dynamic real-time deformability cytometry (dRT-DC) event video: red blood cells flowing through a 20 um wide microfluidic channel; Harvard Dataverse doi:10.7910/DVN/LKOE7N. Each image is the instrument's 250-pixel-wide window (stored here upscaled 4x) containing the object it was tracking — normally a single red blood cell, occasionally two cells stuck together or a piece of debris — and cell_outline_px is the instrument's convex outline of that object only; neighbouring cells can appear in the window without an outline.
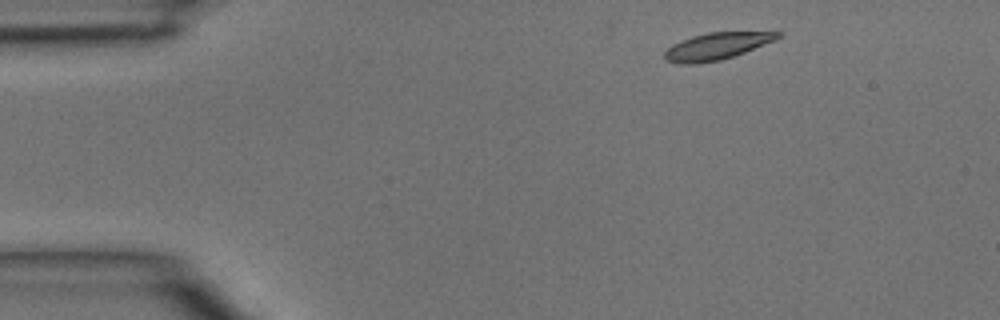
{"species": "common noctule bat (a hibernating species)", "species_latin": "Nyctalus noctula", "temperature_condition": "room temperature", "stored_images_in_passage": 4, "camera_frame_rate_fps": 3000, "um_per_image_px": 0.085, "animal": {"sex": "male", "body_mass_g": 15.6}, "frame": {"image": 1, "passage_image": 1, "time_ms": 0.0, "image_size_px": [1000, 320], "cell_outline_px": [[784, 32], [776, 40], [744, 52], [720, 60], [692, 64], [680, 64], [664, 60], [664, 52], [672, 44], [680, 40], [692, 36], [708, 32]], "centroid_in_image_um": [60.88, 3.92], "position_along_channel_um": 24.1, "area_um2": 17.69}}
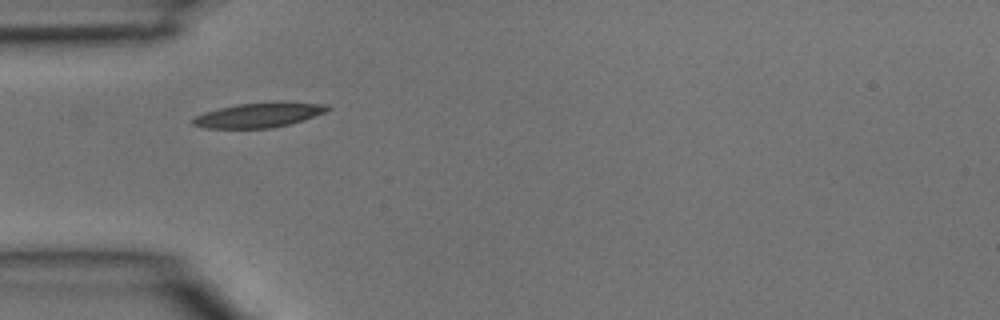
{"frame": {"image": 2, "passage_image": 3, "time_ms": 0.667, "image_size_px": [1000, 320], "cell_outline_px": [[332, 108], [324, 112], [288, 124], [272, 128], [204, 128], [192, 124], [192, 120], [196, 116], [204, 112], [236, 104], [328, 104]], "centroid_in_image_um": [21.89, 9.82], "position_along_channel_um": 63.1, "area_um2": 18.26}}
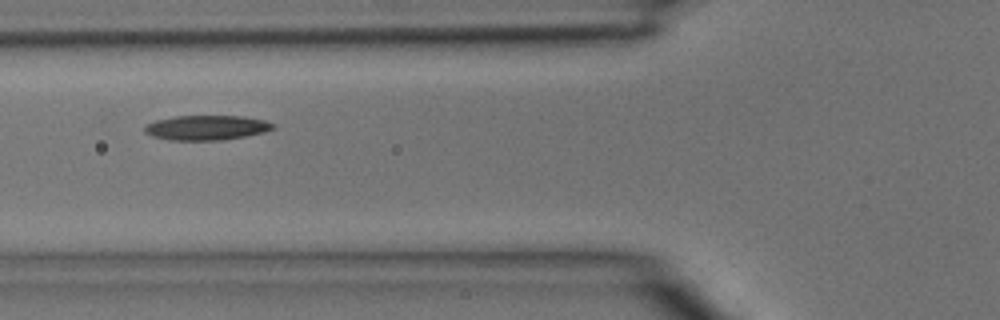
{"frame": {"image": 3, "passage_image": 4, "time_ms": 1.0, "image_size_px": [1000, 320], "cell_outline_px": [[276, 128], [264, 132], [224, 140], [168, 140], [152, 136], [144, 132], [144, 128], [148, 124], [156, 120], [176, 116], [244, 116], [264, 120], [276, 124]], "centroid_in_image_um": [17.58, 10.85], "position_along_channel_um": 108.2, "area_um2": 18.55}}